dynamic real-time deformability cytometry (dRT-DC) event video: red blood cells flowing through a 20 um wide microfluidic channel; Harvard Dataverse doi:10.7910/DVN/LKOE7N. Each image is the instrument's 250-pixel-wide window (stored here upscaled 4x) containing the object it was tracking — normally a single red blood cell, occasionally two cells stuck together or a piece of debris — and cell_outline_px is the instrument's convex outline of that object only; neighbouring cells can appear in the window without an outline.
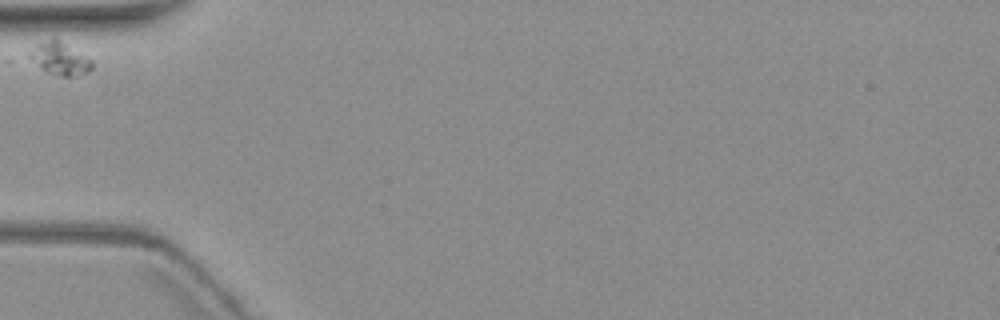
{"species": "common noctule bat (a hibernating species)", "species_latin": "Nyctalus noctula", "temperature_condition": "warm", "stored_images_in_passage": 4, "camera_frame_rate_fps": 3000, "um_per_image_px": 0.085, "animal": {"sex": "female", "body_mass_g": 19.3, "forearm_length_mm": 54.1}, "frame": {"image": 1, "passage_image": 1, "time_ms": 0.0, "image_size_px": [1000, 320], "cell_outline_px": [[92, 68], [88, 72], [72, 76], [64, 76], [44, 72], [28, 56], [28, 52], [36, 44], [52, 36], [60, 40], [92, 60]], "centroid_in_image_um": [5.05, 4.95], "position_along_channel_um": 80.0, "area_um2": 11.91}}
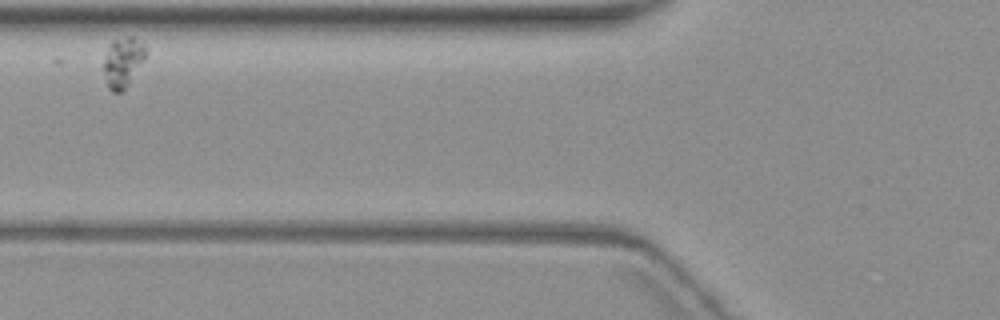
{"frame": {"image": 2, "passage_image": 2, "time_ms": 1.333, "image_size_px": [1000, 320], "cell_outline_px": [[148, 52], [144, 60], [128, 84], [120, 92], [112, 92], [108, 88], [104, 68], [104, 60], [108, 48], [112, 40], [128, 36], [132, 36], [144, 44]], "centroid_in_image_um": [10.47, 5.25], "position_along_channel_um": 115.3, "area_um2": 12.08}}
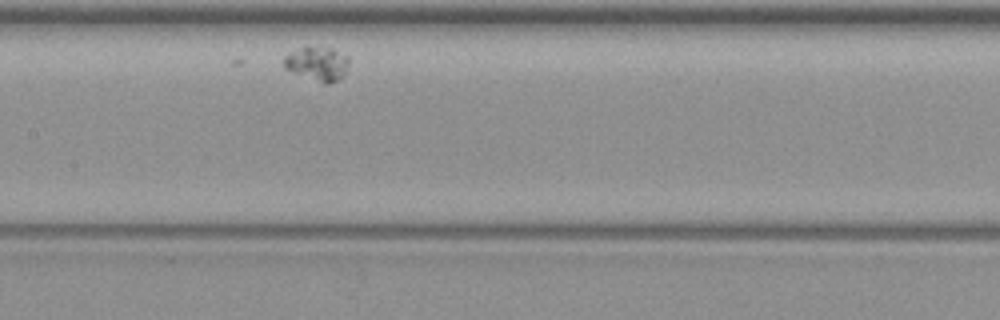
{"frame": {"image": 3, "passage_image": 4, "time_ms": 3.667, "image_size_px": [1000, 320], "cell_outline_px": [[348, 64], [344, 72], [336, 80], [328, 84], [324, 84], [292, 72], [284, 68], [284, 56], [292, 52], [304, 48], [332, 48], [348, 56]], "centroid_in_image_um": [26.96, 5.43], "position_along_channel_um": 180.4, "area_um2": 12.43}}